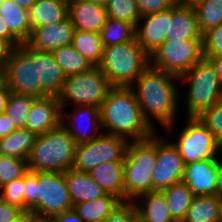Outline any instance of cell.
<instances>
[{
    "label": "cell",
    "mask_w": 222,
    "mask_h": 222,
    "mask_svg": "<svg viewBox=\"0 0 222 222\" xmlns=\"http://www.w3.org/2000/svg\"><path fill=\"white\" fill-rule=\"evenodd\" d=\"M0 198L11 205L18 206L25 212L24 177L3 185L0 188Z\"/></svg>",
    "instance_id": "f35d334b"
},
{
    "label": "cell",
    "mask_w": 222,
    "mask_h": 222,
    "mask_svg": "<svg viewBox=\"0 0 222 222\" xmlns=\"http://www.w3.org/2000/svg\"><path fill=\"white\" fill-rule=\"evenodd\" d=\"M29 172L27 160L0 155V188Z\"/></svg>",
    "instance_id": "8d00e7d4"
},
{
    "label": "cell",
    "mask_w": 222,
    "mask_h": 222,
    "mask_svg": "<svg viewBox=\"0 0 222 222\" xmlns=\"http://www.w3.org/2000/svg\"><path fill=\"white\" fill-rule=\"evenodd\" d=\"M62 1L66 2V3H69L71 0H62Z\"/></svg>",
    "instance_id": "91938a15"
},
{
    "label": "cell",
    "mask_w": 222,
    "mask_h": 222,
    "mask_svg": "<svg viewBox=\"0 0 222 222\" xmlns=\"http://www.w3.org/2000/svg\"><path fill=\"white\" fill-rule=\"evenodd\" d=\"M102 222H139L133 202H122Z\"/></svg>",
    "instance_id": "60d3db41"
},
{
    "label": "cell",
    "mask_w": 222,
    "mask_h": 222,
    "mask_svg": "<svg viewBox=\"0 0 222 222\" xmlns=\"http://www.w3.org/2000/svg\"><path fill=\"white\" fill-rule=\"evenodd\" d=\"M174 6L162 12L141 16L136 25V40L142 49L151 56L169 34V20H172Z\"/></svg>",
    "instance_id": "9a60e30c"
},
{
    "label": "cell",
    "mask_w": 222,
    "mask_h": 222,
    "mask_svg": "<svg viewBox=\"0 0 222 222\" xmlns=\"http://www.w3.org/2000/svg\"><path fill=\"white\" fill-rule=\"evenodd\" d=\"M25 212L52 219L73 209L64 172H31L24 176Z\"/></svg>",
    "instance_id": "3957f363"
},
{
    "label": "cell",
    "mask_w": 222,
    "mask_h": 222,
    "mask_svg": "<svg viewBox=\"0 0 222 222\" xmlns=\"http://www.w3.org/2000/svg\"><path fill=\"white\" fill-rule=\"evenodd\" d=\"M23 213L24 211L18 206L11 205L0 198V222H13Z\"/></svg>",
    "instance_id": "7bdbcfd3"
},
{
    "label": "cell",
    "mask_w": 222,
    "mask_h": 222,
    "mask_svg": "<svg viewBox=\"0 0 222 222\" xmlns=\"http://www.w3.org/2000/svg\"><path fill=\"white\" fill-rule=\"evenodd\" d=\"M16 4H18L20 7L28 10L31 8L37 0H13Z\"/></svg>",
    "instance_id": "f5cc1de1"
},
{
    "label": "cell",
    "mask_w": 222,
    "mask_h": 222,
    "mask_svg": "<svg viewBox=\"0 0 222 222\" xmlns=\"http://www.w3.org/2000/svg\"><path fill=\"white\" fill-rule=\"evenodd\" d=\"M172 222H182L181 220H174V221H172Z\"/></svg>",
    "instance_id": "94428289"
},
{
    "label": "cell",
    "mask_w": 222,
    "mask_h": 222,
    "mask_svg": "<svg viewBox=\"0 0 222 222\" xmlns=\"http://www.w3.org/2000/svg\"><path fill=\"white\" fill-rule=\"evenodd\" d=\"M35 222H53L52 219H41L35 216Z\"/></svg>",
    "instance_id": "6f0895ef"
},
{
    "label": "cell",
    "mask_w": 222,
    "mask_h": 222,
    "mask_svg": "<svg viewBox=\"0 0 222 222\" xmlns=\"http://www.w3.org/2000/svg\"><path fill=\"white\" fill-rule=\"evenodd\" d=\"M64 175L73 205L106 195V192L87 172L76 171L71 168L65 171Z\"/></svg>",
    "instance_id": "cb8c5ba5"
},
{
    "label": "cell",
    "mask_w": 222,
    "mask_h": 222,
    "mask_svg": "<svg viewBox=\"0 0 222 222\" xmlns=\"http://www.w3.org/2000/svg\"><path fill=\"white\" fill-rule=\"evenodd\" d=\"M33 62H37V98L58 96L66 80L62 68L51 52L33 49Z\"/></svg>",
    "instance_id": "2e32d148"
},
{
    "label": "cell",
    "mask_w": 222,
    "mask_h": 222,
    "mask_svg": "<svg viewBox=\"0 0 222 222\" xmlns=\"http://www.w3.org/2000/svg\"><path fill=\"white\" fill-rule=\"evenodd\" d=\"M156 164V132L148 139L129 141L123 173L124 202L153 192L152 173Z\"/></svg>",
    "instance_id": "8992f818"
},
{
    "label": "cell",
    "mask_w": 222,
    "mask_h": 222,
    "mask_svg": "<svg viewBox=\"0 0 222 222\" xmlns=\"http://www.w3.org/2000/svg\"><path fill=\"white\" fill-rule=\"evenodd\" d=\"M192 5L203 35L222 23V0H197Z\"/></svg>",
    "instance_id": "836d02e7"
},
{
    "label": "cell",
    "mask_w": 222,
    "mask_h": 222,
    "mask_svg": "<svg viewBox=\"0 0 222 222\" xmlns=\"http://www.w3.org/2000/svg\"><path fill=\"white\" fill-rule=\"evenodd\" d=\"M13 222H35V215L30 211L24 212Z\"/></svg>",
    "instance_id": "816d5d0a"
},
{
    "label": "cell",
    "mask_w": 222,
    "mask_h": 222,
    "mask_svg": "<svg viewBox=\"0 0 222 222\" xmlns=\"http://www.w3.org/2000/svg\"><path fill=\"white\" fill-rule=\"evenodd\" d=\"M75 28L68 16L63 21L40 28H32L27 44L38 51L53 52L54 50L72 44Z\"/></svg>",
    "instance_id": "ac0fdd59"
},
{
    "label": "cell",
    "mask_w": 222,
    "mask_h": 222,
    "mask_svg": "<svg viewBox=\"0 0 222 222\" xmlns=\"http://www.w3.org/2000/svg\"><path fill=\"white\" fill-rule=\"evenodd\" d=\"M69 16V3L62 0H37L28 9L31 28L57 24Z\"/></svg>",
    "instance_id": "603a6c76"
},
{
    "label": "cell",
    "mask_w": 222,
    "mask_h": 222,
    "mask_svg": "<svg viewBox=\"0 0 222 222\" xmlns=\"http://www.w3.org/2000/svg\"><path fill=\"white\" fill-rule=\"evenodd\" d=\"M141 16L162 12L176 4L175 0H135Z\"/></svg>",
    "instance_id": "b9f144b4"
},
{
    "label": "cell",
    "mask_w": 222,
    "mask_h": 222,
    "mask_svg": "<svg viewBox=\"0 0 222 222\" xmlns=\"http://www.w3.org/2000/svg\"><path fill=\"white\" fill-rule=\"evenodd\" d=\"M5 84H6L5 69L0 68V88H2Z\"/></svg>",
    "instance_id": "db71d44e"
},
{
    "label": "cell",
    "mask_w": 222,
    "mask_h": 222,
    "mask_svg": "<svg viewBox=\"0 0 222 222\" xmlns=\"http://www.w3.org/2000/svg\"><path fill=\"white\" fill-rule=\"evenodd\" d=\"M111 88L100 69L93 67L87 72L66 76L57 98L62 110H66L70 105L100 108Z\"/></svg>",
    "instance_id": "ba28073f"
},
{
    "label": "cell",
    "mask_w": 222,
    "mask_h": 222,
    "mask_svg": "<svg viewBox=\"0 0 222 222\" xmlns=\"http://www.w3.org/2000/svg\"><path fill=\"white\" fill-rule=\"evenodd\" d=\"M185 125V126H184ZM178 137L167 134L178 149L185 165L220 156V143L198 117H186ZM173 140V141H172ZM219 154V155H218Z\"/></svg>",
    "instance_id": "9c48e42d"
},
{
    "label": "cell",
    "mask_w": 222,
    "mask_h": 222,
    "mask_svg": "<svg viewBox=\"0 0 222 222\" xmlns=\"http://www.w3.org/2000/svg\"><path fill=\"white\" fill-rule=\"evenodd\" d=\"M156 132V164L152 173L153 191H162L183 180L185 163L168 137Z\"/></svg>",
    "instance_id": "4fadbf2b"
},
{
    "label": "cell",
    "mask_w": 222,
    "mask_h": 222,
    "mask_svg": "<svg viewBox=\"0 0 222 222\" xmlns=\"http://www.w3.org/2000/svg\"><path fill=\"white\" fill-rule=\"evenodd\" d=\"M0 15L4 18L10 33L21 43L29 41L32 28L28 20V10L20 7L13 0H3Z\"/></svg>",
    "instance_id": "484cf974"
},
{
    "label": "cell",
    "mask_w": 222,
    "mask_h": 222,
    "mask_svg": "<svg viewBox=\"0 0 222 222\" xmlns=\"http://www.w3.org/2000/svg\"><path fill=\"white\" fill-rule=\"evenodd\" d=\"M34 99L30 95L10 92L5 113L13 119L17 129L25 128Z\"/></svg>",
    "instance_id": "e575fe53"
},
{
    "label": "cell",
    "mask_w": 222,
    "mask_h": 222,
    "mask_svg": "<svg viewBox=\"0 0 222 222\" xmlns=\"http://www.w3.org/2000/svg\"><path fill=\"white\" fill-rule=\"evenodd\" d=\"M133 204L139 222H172L170 210L162 191H153L137 197Z\"/></svg>",
    "instance_id": "7402d4cb"
},
{
    "label": "cell",
    "mask_w": 222,
    "mask_h": 222,
    "mask_svg": "<svg viewBox=\"0 0 222 222\" xmlns=\"http://www.w3.org/2000/svg\"><path fill=\"white\" fill-rule=\"evenodd\" d=\"M203 57V40H165L150 56V65L180 77Z\"/></svg>",
    "instance_id": "30bf717a"
},
{
    "label": "cell",
    "mask_w": 222,
    "mask_h": 222,
    "mask_svg": "<svg viewBox=\"0 0 222 222\" xmlns=\"http://www.w3.org/2000/svg\"><path fill=\"white\" fill-rule=\"evenodd\" d=\"M69 17L75 30L100 33L108 16L103 5L84 0H71Z\"/></svg>",
    "instance_id": "ffe728a7"
},
{
    "label": "cell",
    "mask_w": 222,
    "mask_h": 222,
    "mask_svg": "<svg viewBox=\"0 0 222 222\" xmlns=\"http://www.w3.org/2000/svg\"><path fill=\"white\" fill-rule=\"evenodd\" d=\"M72 108V113L62 110L61 124L67 129L76 144L89 142L103 133L100 108L85 105L72 106Z\"/></svg>",
    "instance_id": "5bb4252c"
},
{
    "label": "cell",
    "mask_w": 222,
    "mask_h": 222,
    "mask_svg": "<svg viewBox=\"0 0 222 222\" xmlns=\"http://www.w3.org/2000/svg\"><path fill=\"white\" fill-rule=\"evenodd\" d=\"M222 153V141L220 142V155Z\"/></svg>",
    "instance_id": "680465c9"
},
{
    "label": "cell",
    "mask_w": 222,
    "mask_h": 222,
    "mask_svg": "<svg viewBox=\"0 0 222 222\" xmlns=\"http://www.w3.org/2000/svg\"><path fill=\"white\" fill-rule=\"evenodd\" d=\"M104 47L132 41L136 38V27L128 22L107 17L100 31Z\"/></svg>",
    "instance_id": "d6a6232c"
},
{
    "label": "cell",
    "mask_w": 222,
    "mask_h": 222,
    "mask_svg": "<svg viewBox=\"0 0 222 222\" xmlns=\"http://www.w3.org/2000/svg\"><path fill=\"white\" fill-rule=\"evenodd\" d=\"M53 222H83L74 209L63 212L52 218Z\"/></svg>",
    "instance_id": "bcb514c9"
},
{
    "label": "cell",
    "mask_w": 222,
    "mask_h": 222,
    "mask_svg": "<svg viewBox=\"0 0 222 222\" xmlns=\"http://www.w3.org/2000/svg\"><path fill=\"white\" fill-rule=\"evenodd\" d=\"M62 109L56 96L38 97L33 100L25 128L36 135L43 134L61 124Z\"/></svg>",
    "instance_id": "e0dca14e"
},
{
    "label": "cell",
    "mask_w": 222,
    "mask_h": 222,
    "mask_svg": "<svg viewBox=\"0 0 222 222\" xmlns=\"http://www.w3.org/2000/svg\"><path fill=\"white\" fill-rule=\"evenodd\" d=\"M105 8L108 17L128 22L135 27L141 17L135 0H108Z\"/></svg>",
    "instance_id": "d590c367"
},
{
    "label": "cell",
    "mask_w": 222,
    "mask_h": 222,
    "mask_svg": "<svg viewBox=\"0 0 222 222\" xmlns=\"http://www.w3.org/2000/svg\"><path fill=\"white\" fill-rule=\"evenodd\" d=\"M179 83V77L149 65L130 86L145 121L156 132L161 126L166 134L177 133L174 127L181 105Z\"/></svg>",
    "instance_id": "6da1fadb"
},
{
    "label": "cell",
    "mask_w": 222,
    "mask_h": 222,
    "mask_svg": "<svg viewBox=\"0 0 222 222\" xmlns=\"http://www.w3.org/2000/svg\"><path fill=\"white\" fill-rule=\"evenodd\" d=\"M10 92L6 84L0 88V113L5 112Z\"/></svg>",
    "instance_id": "c3c4849f"
},
{
    "label": "cell",
    "mask_w": 222,
    "mask_h": 222,
    "mask_svg": "<svg viewBox=\"0 0 222 222\" xmlns=\"http://www.w3.org/2000/svg\"><path fill=\"white\" fill-rule=\"evenodd\" d=\"M11 48L0 41V68H5Z\"/></svg>",
    "instance_id": "f907efd6"
},
{
    "label": "cell",
    "mask_w": 222,
    "mask_h": 222,
    "mask_svg": "<svg viewBox=\"0 0 222 222\" xmlns=\"http://www.w3.org/2000/svg\"><path fill=\"white\" fill-rule=\"evenodd\" d=\"M52 54L66 76L78 75L87 72L94 67L71 44L54 50Z\"/></svg>",
    "instance_id": "1f68e13d"
},
{
    "label": "cell",
    "mask_w": 222,
    "mask_h": 222,
    "mask_svg": "<svg viewBox=\"0 0 222 222\" xmlns=\"http://www.w3.org/2000/svg\"><path fill=\"white\" fill-rule=\"evenodd\" d=\"M17 130L13 119L5 112L0 113V139Z\"/></svg>",
    "instance_id": "f6af8a7d"
},
{
    "label": "cell",
    "mask_w": 222,
    "mask_h": 222,
    "mask_svg": "<svg viewBox=\"0 0 222 222\" xmlns=\"http://www.w3.org/2000/svg\"><path fill=\"white\" fill-rule=\"evenodd\" d=\"M198 118L220 143L222 141V99L205 110Z\"/></svg>",
    "instance_id": "74e56055"
},
{
    "label": "cell",
    "mask_w": 222,
    "mask_h": 222,
    "mask_svg": "<svg viewBox=\"0 0 222 222\" xmlns=\"http://www.w3.org/2000/svg\"><path fill=\"white\" fill-rule=\"evenodd\" d=\"M102 131L128 141L150 138L154 131L145 121L130 87H112L100 107Z\"/></svg>",
    "instance_id": "7a4b0ae2"
},
{
    "label": "cell",
    "mask_w": 222,
    "mask_h": 222,
    "mask_svg": "<svg viewBox=\"0 0 222 222\" xmlns=\"http://www.w3.org/2000/svg\"><path fill=\"white\" fill-rule=\"evenodd\" d=\"M84 1L91 2L97 5H103V6H106L108 3V0H84Z\"/></svg>",
    "instance_id": "11a10c76"
},
{
    "label": "cell",
    "mask_w": 222,
    "mask_h": 222,
    "mask_svg": "<svg viewBox=\"0 0 222 222\" xmlns=\"http://www.w3.org/2000/svg\"><path fill=\"white\" fill-rule=\"evenodd\" d=\"M121 203L118 197L106 194L95 200L76 203L73 209L83 222H102Z\"/></svg>",
    "instance_id": "83f0119b"
},
{
    "label": "cell",
    "mask_w": 222,
    "mask_h": 222,
    "mask_svg": "<svg viewBox=\"0 0 222 222\" xmlns=\"http://www.w3.org/2000/svg\"><path fill=\"white\" fill-rule=\"evenodd\" d=\"M129 141L102 133L95 139L76 145L72 169L89 172L103 162L125 161Z\"/></svg>",
    "instance_id": "8fae6325"
},
{
    "label": "cell",
    "mask_w": 222,
    "mask_h": 222,
    "mask_svg": "<svg viewBox=\"0 0 222 222\" xmlns=\"http://www.w3.org/2000/svg\"><path fill=\"white\" fill-rule=\"evenodd\" d=\"M213 65L220 84L222 85V56L207 58Z\"/></svg>",
    "instance_id": "681fc988"
},
{
    "label": "cell",
    "mask_w": 222,
    "mask_h": 222,
    "mask_svg": "<svg viewBox=\"0 0 222 222\" xmlns=\"http://www.w3.org/2000/svg\"><path fill=\"white\" fill-rule=\"evenodd\" d=\"M36 137L31 130L17 129L0 139V155L27 160Z\"/></svg>",
    "instance_id": "f1b7e54d"
},
{
    "label": "cell",
    "mask_w": 222,
    "mask_h": 222,
    "mask_svg": "<svg viewBox=\"0 0 222 222\" xmlns=\"http://www.w3.org/2000/svg\"><path fill=\"white\" fill-rule=\"evenodd\" d=\"M222 199L217 195L195 196L182 222H221Z\"/></svg>",
    "instance_id": "4316f807"
},
{
    "label": "cell",
    "mask_w": 222,
    "mask_h": 222,
    "mask_svg": "<svg viewBox=\"0 0 222 222\" xmlns=\"http://www.w3.org/2000/svg\"><path fill=\"white\" fill-rule=\"evenodd\" d=\"M150 65V56L132 41L104 47L97 66L112 87H130Z\"/></svg>",
    "instance_id": "5b68a950"
},
{
    "label": "cell",
    "mask_w": 222,
    "mask_h": 222,
    "mask_svg": "<svg viewBox=\"0 0 222 222\" xmlns=\"http://www.w3.org/2000/svg\"><path fill=\"white\" fill-rule=\"evenodd\" d=\"M174 39L203 40L192 4L176 3L174 5L172 20H169L167 40Z\"/></svg>",
    "instance_id": "44dd1931"
},
{
    "label": "cell",
    "mask_w": 222,
    "mask_h": 222,
    "mask_svg": "<svg viewBox=\"0 0 222 222\" xmlns=\"http://www.w3.org/2000/svg\"><path fill=\"white\" fill-rule=\"evenodd\" d=\"M174 220H183L195 195L183 181L162 190Z\"/></svg>",
    "instance_id": "f546056e"
},
{
    "label": "cell",
    "mask_w": 222,
    "mask_h": 222,
    "mask_svg": "<svg viewBox=\"0 0 222 222\" xmlns=\"http://www.w3.org/2000/svg\"><path fill=\"white\" fill-rule=\"evenodd\" d=\"M180 84L187 87L185 96L180 94V101L185 97L187 117H198L205 110L222 99L220 84L212 63L203 57L187 73L179 77Z\"/></svg>",
    "instance_id": "52a82bcc"
},
{
    "label": "cell",
    "mask_w": 222,
    "mask_h": 222,
    "mask_svg": "<svg viewBox=\"0 0 222 222\" xmlns=\"http://www.w3.org/2000/svg\"><path fill=\"white\" fill-rule=\"evenodd\" d=\"M216 195L222 199V158H217Z\"/></svg>",
    "instance_id": "7dc6e473"
},
{
    "label": "cell",
    "mask_w": 222,
    "mask_h": 222,
    "mask_svg": "<svg viewBox=\"0 0 222 222\" xmlns=\"http://www.w3.org/2000/svg\"><path fill=\"white\" fill-rule=\"evenodd\" d=\"M76 143L60 124L37 135L27 159L31 172H65L72 168Z\"/></svg>",
    "instance_id": "277c9868"
},
{
    "label": "cell",
    "mask_w": 222,
    "mask_h": 222,
    "mask_svg": "<svg viewBox=\"0 0 222 222\" xmlns=\"http://www.w3.org/2000/svg\"><path fill=\"white\" fill-rule=\"evenodd\" d=\"M4 69L10 91L37 98V62H33V48L25 43L11 49Z\"/></svg>",
    "instance_id": "7c38bea8"
},
{
    "label": "cell",
    "mask_w": 222,
    "mask_h": 222,
    "mask_svg": "<svg viewBox=\"0 0 222 222\" xmlns=\"http://www.w3.org/2000/svg\"><path fill=\"white\" fill-rule=\"evenodd\" d=\"M217 158L185 165L183 182L195 196L216 195Z\"/></svg>",
    "instance_id": "d6986e66"
},
{
    "label": "cell",
    "mask_w": 222,
    "mask_h": 222,
    "mask_svg": "<svg viewBox=\"0 0 222 222\" xmlns=\"http://www.w3.org/2000/svg\"><path fill=\"white\" fill-rule=\"evenodd\" d=\"M71 45L94 67L100 64L104 49L100 33L75 30Z\"/></svg>",
    "instance_id": "4dcf8cb0"
},
{
    "label": "cell",
    "mask_w": 222,
    "mask_h": 222,
    "mask_svg": "<svg viewBox=\"0 0 222 222\" xmlns=\"http://www.w3.org/2000/svg\"><path fill=\"white\" fill-rule=\"evenodd\" d=\"M88 173L106 194H112L124 202V161L103 162Z\"/></svg>",
    "instance_id": "d4e9b609"
},
{
    "label": "cell",
    "mask_w": 222,
    "mask_h": 222,
    "mask_svg": "<svg viewBox=\"0 0 222 222\" xmlns=\"http://www.w3.org/2000/svg\"><path fill=\"white\" fill-rule=\"evenodd\" d=\"M179 4H193L197 0H175Z\"/></svg>",
    "instance_id": "9f6ffc18"
},
{
    "label": "cell",
    "mask_w": 222,
    "mask_h": 222,
    "mask_svg": "<svg viewBox=\"0 0 222 222\" xmlns=\"http://www.w3.org/2000/svg\"><path fill=\"white\" fill-rule=\"evenodd\" d=\"M0 41L11 49L20 47L22 44L10 33L4 18L0 15Z\"/></svg>",
    "instance_id": "ee69618b"
},
{
    "label": "cell",
    "mask_w": 222,
    "mask_h": 222,
    "mask_svg": "<svg viewBox=\"0 0 222 222\" xmlns=\"http://www.w3.org/2000/svg\"><path fill=\"white\" fill-rule=\"evenodd\" d=\"M203 54L205 58L222 56V23L203 35Z\"/></svg>",
    "instance_id": "ab89813d"
}]
</instances>
